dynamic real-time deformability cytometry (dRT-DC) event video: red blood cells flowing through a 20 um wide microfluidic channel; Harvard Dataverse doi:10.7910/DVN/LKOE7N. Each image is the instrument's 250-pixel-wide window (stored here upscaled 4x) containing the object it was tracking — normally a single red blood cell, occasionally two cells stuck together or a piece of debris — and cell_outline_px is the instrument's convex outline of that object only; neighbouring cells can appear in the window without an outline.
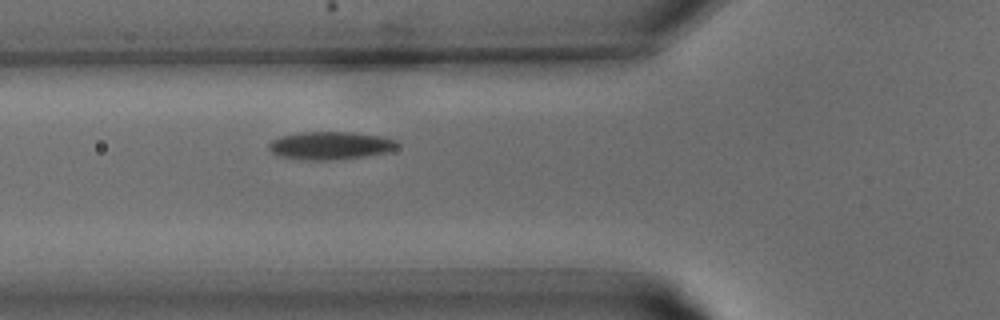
{"species": "common noctule bat (a hibernating species)", "species_latin": "Nyctalus noctula", "temperature_condition": "warm", "stored_images_in_passage": 22, "camera_frame_rate_fps": 3000, "um_per_image_px": 0.085, "animal": {"sex": "male", "body_mass_g": 15.6}, "frame": {"image": 1, "passage_image": 4, "time_ms": 1.0, "image_size_px": [1000, 320], "cell_outline_px": [[396, 148], [380, 152], [360, 156], [288, 156], [272, 152], [272, 144], [276, 140], [284, 136], [312, 132], [340, 132], [376, 136], [392, 140], [396, 144]], "centroid_in_image_um": [28.14, 12.29], "position_along_channel_um": 97.7, "area_um2": 17.74}}
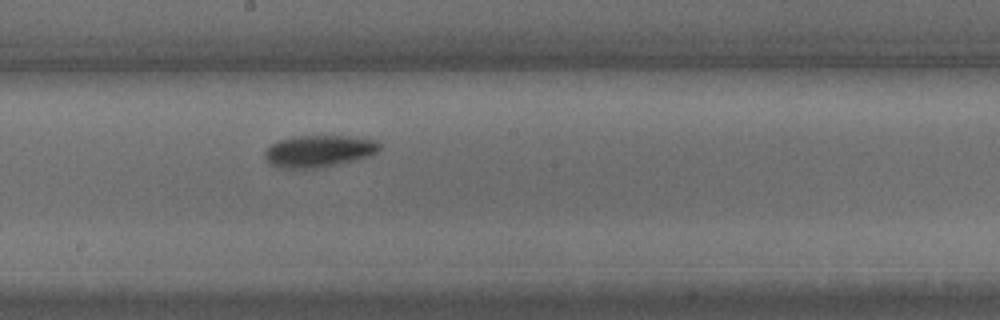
{"frame": {"image": 2, "passage_image": 10, "time_ms": 3.0, "image_size_px": [1000, 320], "cell_outline_px": [[380, 144], [372, 152], [364, 156], [328, 164], [276, 164], [268, 160], [268, 148], [272, 144], [284, 140], [308, 136], [336, 136], [364, 140]], "centroid_in_image_um": [27.1, 12.76], "position_along_channel_um": 221.1, "area_um2": 17.74}}
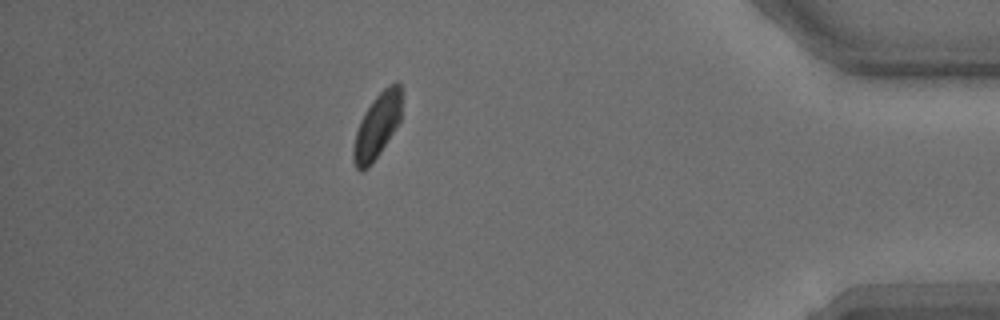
{"frame": {"image": 3, "passage_image": 21, "time_ms": 6.667, "image_size_px": [1000, 320], "cell_outline_px": [[400, 120], [376, 156], [364, 168], [356, 168], [352, 152], [356, 132], [368, 108], [376, 96], [384, 88], [392, 84], [400, 84]], "centroid_in_image_um": [32.05, 10.66], "position_along_channel_um": 403.2, "area_um2": 16.76}}